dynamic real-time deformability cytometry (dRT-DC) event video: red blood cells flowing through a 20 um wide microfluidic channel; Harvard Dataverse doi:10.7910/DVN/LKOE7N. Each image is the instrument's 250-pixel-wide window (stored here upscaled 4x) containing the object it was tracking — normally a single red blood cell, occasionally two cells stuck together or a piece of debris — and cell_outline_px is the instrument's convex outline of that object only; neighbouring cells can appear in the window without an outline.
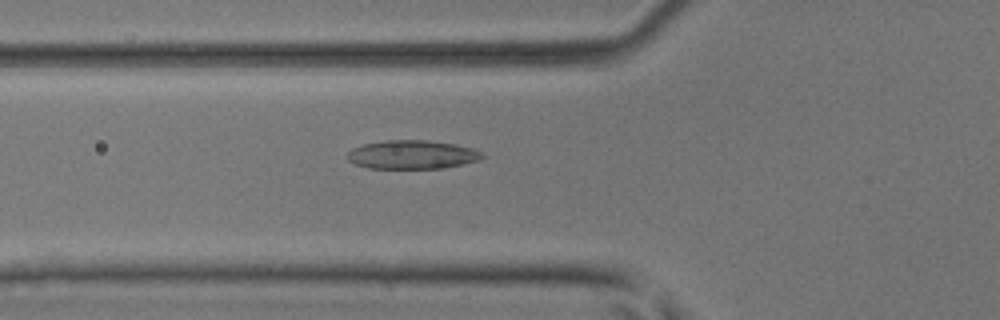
{"species": "common noctule bat (a hibernating species)", "species_latin": "Nyctalus noctula", "temperature_condition": "room temperature", "stored_images_in_passage": 17, "camera_frame_rate_fps": 3000, "um_per_image_px": 0.085, "animal": {"sex": "male", "body_mass_g": 17.9, "forearm_length_mm": 54.2}, "frame": {"image": 1, "passage_image": 12, "time_ms": 3.667, "image_size_px": [1000, 320], "cell_outline_px": [[484, 156], [480, 160], [444, 168], [368, 168], [356, 164], [348, 160], [348, 152], [352, 148], [364, 144], [384, 140], [428, 140], [456, 144], [472, 148], [480, 152]], "centroid_in_image_um": [35.03, 13.14], "position_along_channel_um": 90.8, "area_um2": 22.48}}
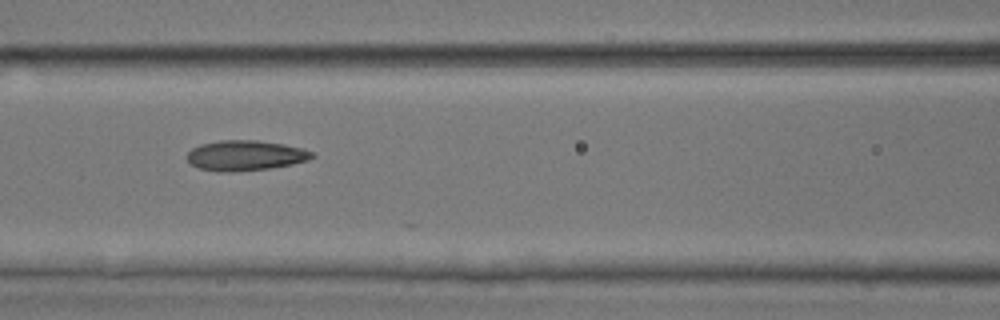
{"frame": {"image": 2, "passage_image": 16, "time_ms": 5.0, "image_size_px": [1000, 320], "cell_outline_px": [[316, 156], [308, 160], [292, 164], [268, 168], [232, 172], [220, 172], [200, 168], [188, 164], [188, 152], [192, 148], [200, 144], [220, 140], [256, 140], [284, 144], [300, 148], [312, 152]], "centroid_in_image_um": [20.83, 13.21], "position_along_channel_um": 145.8, "area_um2": 21.96}}